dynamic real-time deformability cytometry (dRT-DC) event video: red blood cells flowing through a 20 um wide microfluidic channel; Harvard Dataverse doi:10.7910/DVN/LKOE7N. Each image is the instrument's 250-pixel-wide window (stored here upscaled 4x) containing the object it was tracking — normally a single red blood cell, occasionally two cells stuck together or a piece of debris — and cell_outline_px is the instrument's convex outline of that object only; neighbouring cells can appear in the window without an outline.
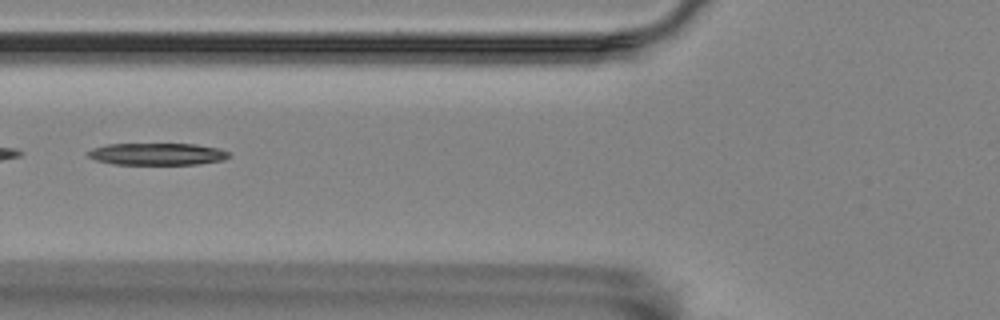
{"species": "Egyptian fruit bat (a non-hibernating species)", "species_latin": "Rousettus aegyptiacus", "temperature_condition": "room temperature", "stored_images_in_passage": 9, "segment_of_instrument_passage": [2, 2], "camera_frame_rate_fps": 3000, "um_per_image_px": 0.085, "animal": {"sex": "female"}, "frame": {"image": 1, "passage_image": 6, "time_ms": 1.667, "image_size_px": [1000, 320], "cell_outline_px": [[228, 156], [224, 160], [196, 164], [112, 164], [96, 160], [88, 156], [88, 152], [92, 148], [108, 144], [196, 144], [220, 148], [228, 152]], "centroid_in_image_um": [13.36, 13.09], "position_along_channel_um": 112.4, "area_um2": 17.98}}
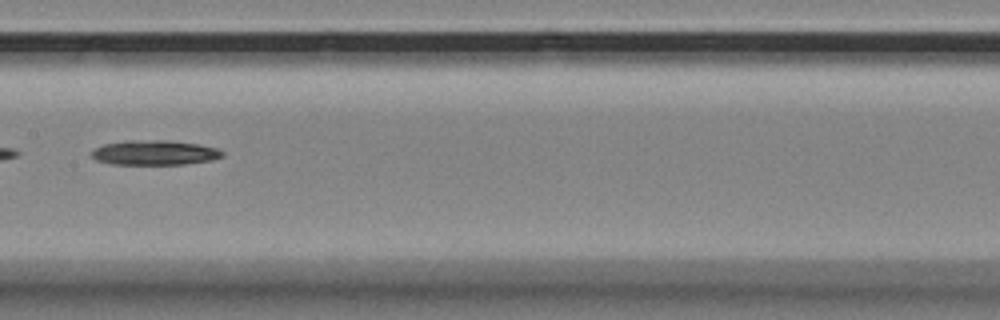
{"frame": {"image": 2, "passage_image": 8, "time_ms": 2.333, "image_size_px": [1000, 320], "cell_outline_px": [[224, 156], [212, 160], [184, 164], [112, 164], [96, 160], [88, 152], [92, 148], [104, 144], [124, 140], [168, 140], [196, 144], [216, 148], [224, 152]], "centroid_in_image_um": [13.08, 12.97], "position_along_channel_um": 194.3, "area_um2": 19.02}}
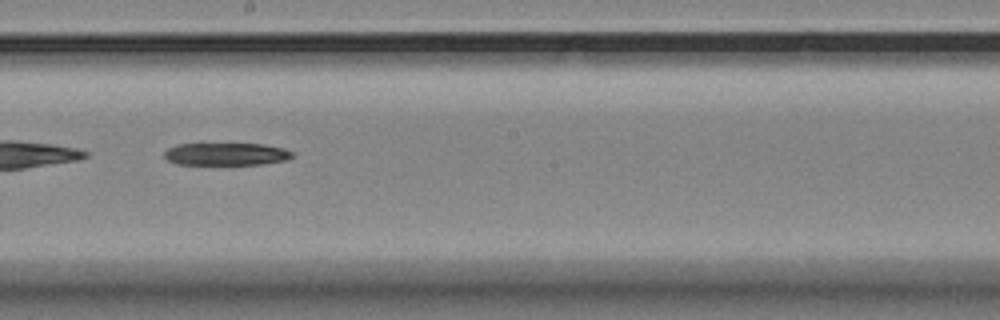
{"frame": {"image": 3, "passage_image": 9, "time_ms": 2.667, "image_size_px": [1000, 320], "cell_outline_px": [[292, 156], [288, 160], [260, 164], [176, 164], [168, 160], [164, 156], [164, 152], [168, 148], [176, 144], [264, 144], [284, 148], [292, 152]], "centroid_in_image_um": [19.22, 13.09], "position_along_channel_um": 229.0, "area_um2": 16.7}}